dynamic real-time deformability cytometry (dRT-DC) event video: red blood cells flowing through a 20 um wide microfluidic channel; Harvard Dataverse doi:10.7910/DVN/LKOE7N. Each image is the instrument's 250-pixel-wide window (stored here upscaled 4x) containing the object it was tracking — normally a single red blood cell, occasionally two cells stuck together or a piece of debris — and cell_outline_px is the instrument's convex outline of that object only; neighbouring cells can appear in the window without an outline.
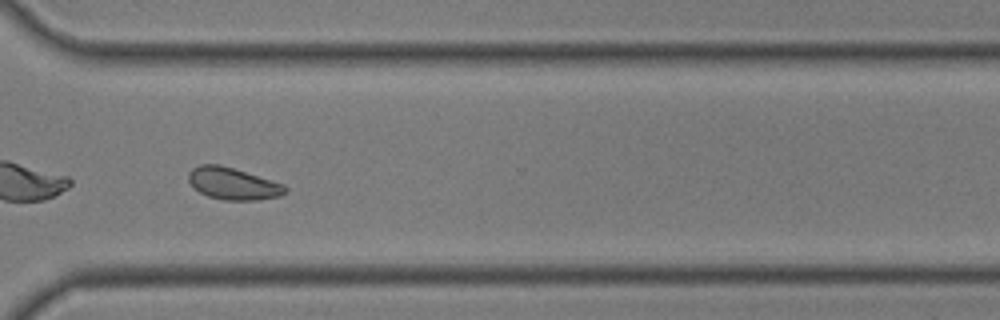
{"species": "common noctule bat (a hibernating species)", "species_latin": "Nyctalus noctula", "temperature_condition": "room temperature", "stored_images_in_passage": 41, "camera_frame_rate_fps": 3000, "um_per_image_px": 0.085, "animal": {"sex": "male", "body_mass_g": 19.0, "forearm_length_mm": 50.8}, "frame": {"image": 1, "passage_image": 30, "time_ms": 9.667, "image_size_px": [1000, 320], "cell_outline_px": [[288, 192], [280, 196], [256, 200], [224, 200], [208, 196], [200, 192], [188, 180], [188, 172], [192, 168], [200, 164], [220, 164], [284, 184], [288, 188]], "centroid_in_image_um": [19.82, 15.61], "position_along_channel_um": 350.8, "area_um2": 17.98}}